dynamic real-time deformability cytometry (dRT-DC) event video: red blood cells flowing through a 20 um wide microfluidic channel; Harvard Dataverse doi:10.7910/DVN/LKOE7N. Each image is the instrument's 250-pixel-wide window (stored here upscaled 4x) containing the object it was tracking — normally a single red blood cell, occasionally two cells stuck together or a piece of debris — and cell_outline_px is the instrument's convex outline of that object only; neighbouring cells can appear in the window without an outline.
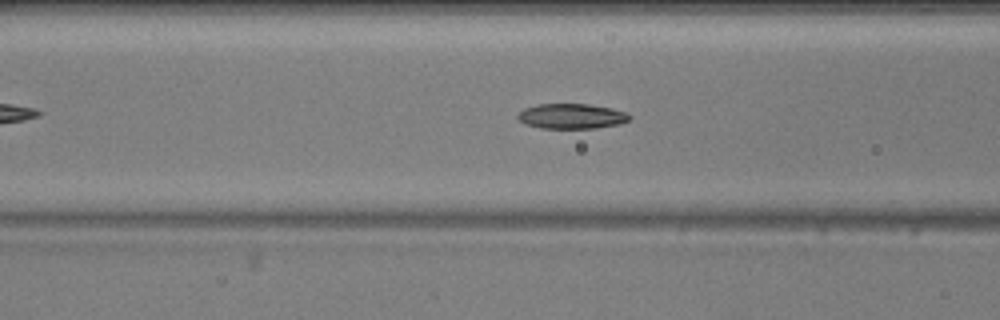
{"species": "common noctule bat (a hibernating species)", "species_latin": "Nyctalus noctula", "temperature_condition": "warm", "stored_images_in_passage": 49, "camera_frame_rate_fps": 3000, "um_per_image_px": 0.085, "animal": {"sex": "male", "body_mass_g": 20.5, "forearm_length_mm": 52.5}, "frame": {"image": 1, "passage_image": 16, "time_ms": 5.0, "image_size_px": [1000, 320], "cell_outline_px": [[632, 116], [628, 120], [620, 124], [596, 128], [540, 128], [528, 124], [520, 120], [516, 116], [524, 108], [536, 104], [588, 104], [612, 108], [624, 112]], "centroid_in_image_um": [48.59, 9.87], "position_along_channel_um": 118.0, "area_um2": 16.24}}
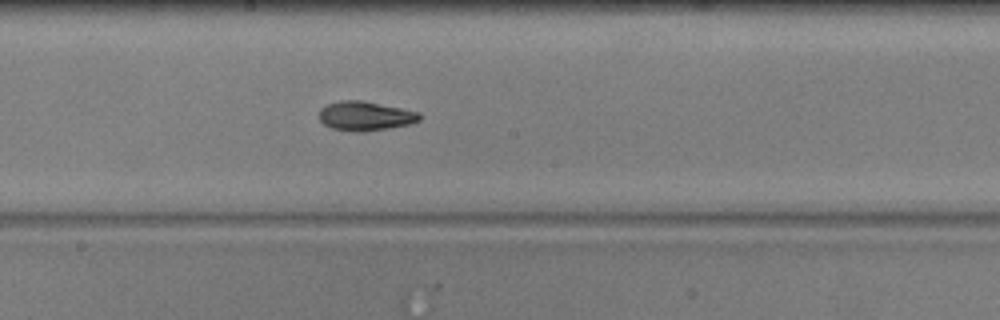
{"frame": {"image": 2, "passage_image": 24, "time_ms": 7.667, "image_size_px": [1000, 320], "cell_outline_px": [[420, 120], [408, 124], [388, 128], [364, 132], [356, 132], [332, 128], [324, 124], [320, 120], [320, 108], [328, 104], [340, 100], [364, 100], [420, 112]], "centroid_in_image_um": [31.04, 9.85], "position_along_channel_um": 217.2, "area_um2": 17.11}}
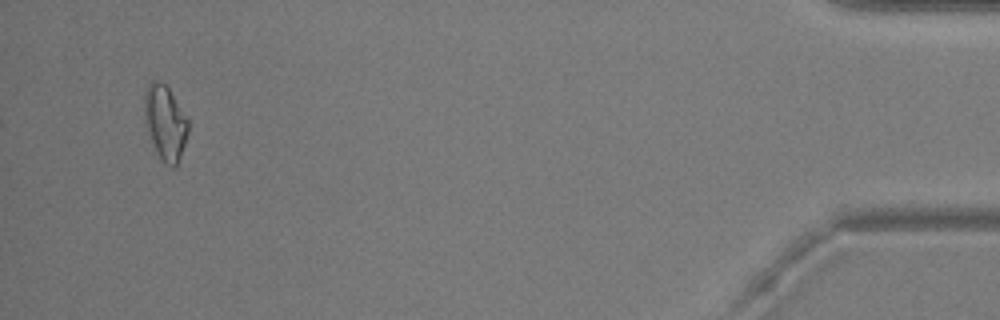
{"frame": {"image": 3, "passage_image": 47, "time_ms": 15.333, "image_size_px": [1000, 320], "cell_outline_px": [[188, 132], [180, 156], [176, 164], [172, 168], [156, 152], [144, 120], [144, 92], [148, 84], [152, 80], [156, 80], [164, 84], [168, 88], [188, 120]], "centroid_in_image_um": [14.01, 10.38], "position_along_channel_um": 421.2, "area_um2": 18.55}, "authors_computed_cell_mechanics": {"area_um2": 16.9354, "velocity_mm_per_s": 3.6988, "shape_relaxation_time_tau1_ms": 6.0474, "shape_relaxation_time_tau2_ms": 3.402, "deformation_change_tau1": 0.1629, "deformation_change_tau2": 0.1026}}